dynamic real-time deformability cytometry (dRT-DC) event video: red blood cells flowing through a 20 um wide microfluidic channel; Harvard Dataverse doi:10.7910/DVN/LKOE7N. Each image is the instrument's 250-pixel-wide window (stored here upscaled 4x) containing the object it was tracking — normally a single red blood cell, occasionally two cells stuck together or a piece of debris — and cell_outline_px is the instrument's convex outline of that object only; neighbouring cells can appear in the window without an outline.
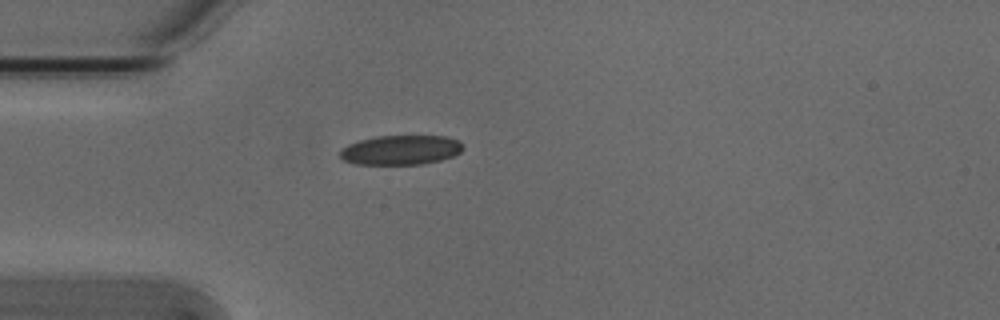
{"species": "Egyptian fruit bat (a non-hibernating species)", "species_latin": "Rousettus aegyptiacus", "temperature_condition": "cold", "stored_images_in_passage": 1, "camera_frame_rate_fps": 3000, "um_per_image_px": 0.085, "animal": {"sex": "male"}, "frame": {"image": 1, "passage_image": 1, "time_ms": 0.0, "image_size_px": [1000, 320], "cell_outline_px": [[464, 148], [460, 152], [452, 156], [440, 160], [420, 164], [352, 164], [344, 160], [340, 156], [340, 148], [348, 144], [360, 140], [376, 136], [448, 136], [456, 140]], "centroid_in_image_um": [34.02, 12.75], "position_along_channel_um": 51.0, "area_um2": 21.1}}